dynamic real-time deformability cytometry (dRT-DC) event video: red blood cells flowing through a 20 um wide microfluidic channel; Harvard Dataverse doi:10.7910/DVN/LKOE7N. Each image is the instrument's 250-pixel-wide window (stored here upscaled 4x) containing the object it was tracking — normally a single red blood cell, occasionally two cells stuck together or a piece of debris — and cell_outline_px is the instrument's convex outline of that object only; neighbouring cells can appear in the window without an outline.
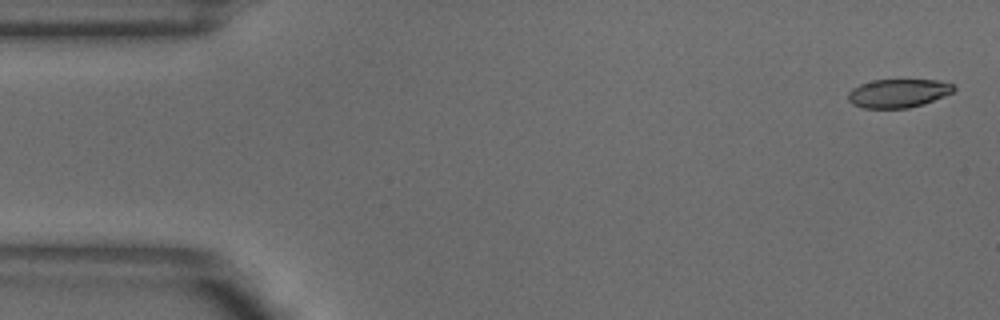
{"species": "common noctule bat (a hibernating species)", "species_latin": "Nyctalus noctula", "temperature_condition": "warm", "stored_images_in_passage": 4, "camera_frame_rate_fps": 3000, "um_per_image_px": 0.085, "animal": {"sex": "male", "body_mass_g": 18.8}, "frame": {"image": 1, "passage_image": 1, "time_ms": 0.0, "image_size_px": [1000, 320], "cell_outline_px": [[956, 88], [952, 92], [944, 96], [924, 104], [908, 108], [864, 108], [852, 104], [848, 100], [848, 92], [852, 88], [860, 84], [872, 80], [936, 80], [952, 84]], "centroid_in_image_um": [76.32, 7.93], "position_along_channel_um": 8.7, "area_um2": 17.57}}
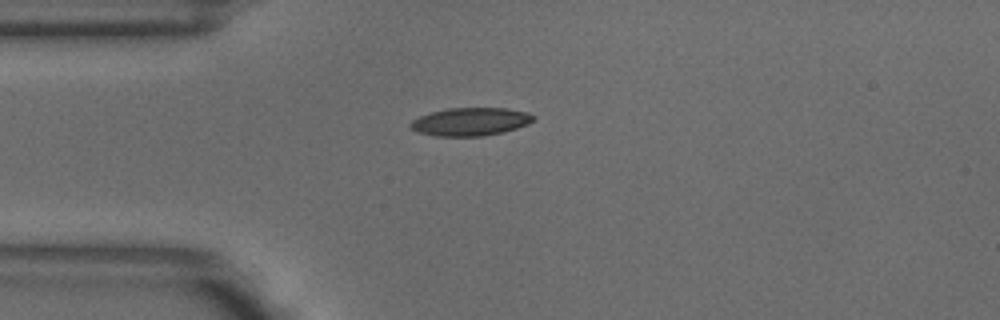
{"frame": {"image": 2, "passage_image": 4, "time_ms": 1.0, "image_size_px": [1000, 320], "cell_outline_px": [[536, 120], [528, 124], [504, 132], [484, 136], [436, 136], [420, 132], [412, 128], [408, 124], [412, 120], [420, 116], [432, 112], [448, 108], [504, 108], [528, 112], [536, 116]], "centroid_in_image_um": [40.04, 10.34], "position_along_channel_um": 45.0, "area_um2": 20.11}}